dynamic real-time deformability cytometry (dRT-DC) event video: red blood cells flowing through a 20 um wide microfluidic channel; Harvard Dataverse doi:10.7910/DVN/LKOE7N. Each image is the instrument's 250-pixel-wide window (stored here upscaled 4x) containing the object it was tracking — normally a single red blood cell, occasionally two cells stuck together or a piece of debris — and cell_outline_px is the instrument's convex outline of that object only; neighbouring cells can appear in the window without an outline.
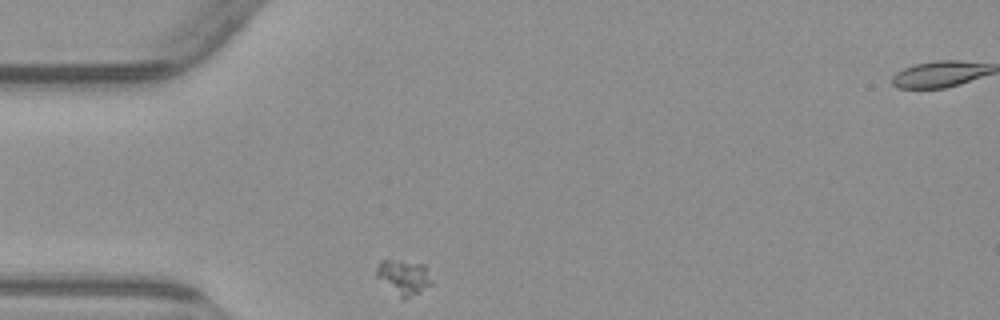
{"species": "common noctule bat (a hibernating species)", "species_latin": "Nyctalus noctula", "temperature_condition": "warm", "stored_images_in_passage": 2, "segment_of_instrument_passage": [1, 2], "camera_frame_rate_fps": 3000, "um_per_image_px": 0.085, "animal": {"sex": "male", "body_mass_g": 23.1, "forearm_length_mm": 52.7}, "frame": {"image": 1, "passage_image": 1, "time_ms": 0.0, "image_size_px": [1000, 320], "cell_outline_px": [[432, 284], [404, 300], [400, 300], [376, 276], [376, 268], [380, 260], [400, 260], [424, 264], [432, 280]], "centroid_in_image_um": [34.29, 23.57], "position_along_channel_um": 50.7, "area_um2": 11.33}}